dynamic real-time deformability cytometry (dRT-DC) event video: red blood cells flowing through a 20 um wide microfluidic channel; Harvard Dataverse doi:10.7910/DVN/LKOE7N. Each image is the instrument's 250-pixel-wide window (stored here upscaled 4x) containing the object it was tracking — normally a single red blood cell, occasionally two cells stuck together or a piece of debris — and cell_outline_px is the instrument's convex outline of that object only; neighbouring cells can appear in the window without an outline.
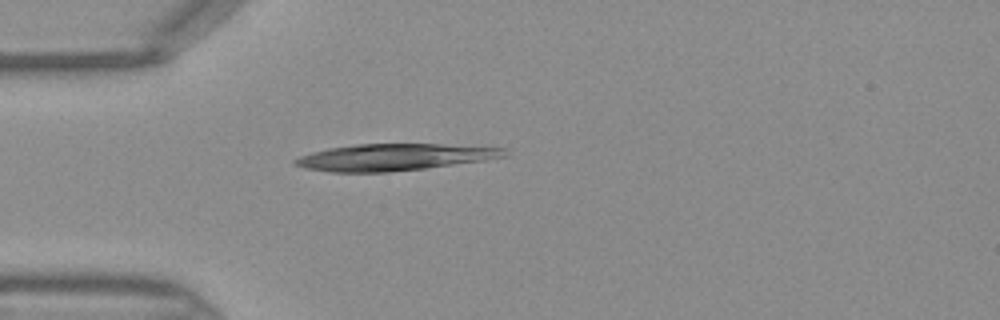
{"species": "Egyptian fruit bat (a non-hibernating species)", "species_latin": "Rousettus aegyptiacus", "temperature_condition": "warm", "stored_images_in_passage": 3, "camera_frame_rate_fps": 3000, "um_per_image_px": 0.085, "frame": {"image": 1, "passage_image": 1, "time_ms": 0.0, "image_size_px": [1000, 320], "cell_outline_px": [[508, 156], [484, 160], [424, 168], [388, 172], [328, 172], [304, 168], [292, 164], [292, 160], [300, 156], [312, 152], [328, 148], [356, 144], [444, 144], [508, 148]], "centroid_in_image_um": [33.5, 13.35], "position_along_channel_um": 51.5, "area_um2": 32.71}}